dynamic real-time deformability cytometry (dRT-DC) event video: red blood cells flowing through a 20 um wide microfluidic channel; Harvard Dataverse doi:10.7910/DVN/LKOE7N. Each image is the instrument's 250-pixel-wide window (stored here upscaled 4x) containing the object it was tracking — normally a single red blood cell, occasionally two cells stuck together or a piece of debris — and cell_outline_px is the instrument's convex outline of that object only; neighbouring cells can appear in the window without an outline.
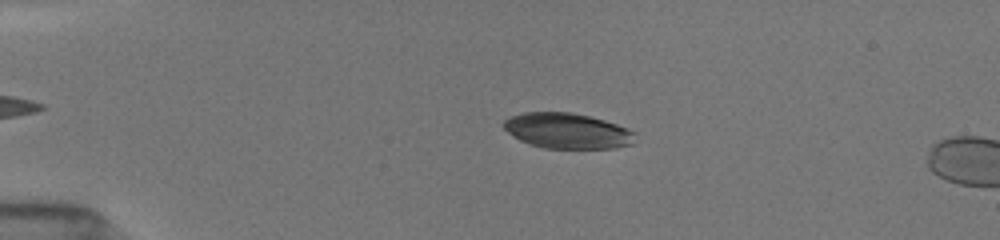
{"species": "common noctule bat (a hibernating species)", "species_latin": "Nyctalus noctula", "temperature_condition": "room temperature", "stored_images_in_passage": 9, "camera_frame_rate_fps": 3000, "um_per_image_px": 0.085, "animal": {"sex": "female", "body_mass_g": 19.5, "forearm_length_mm": 54.1}, "frame": {"image": 1, "passage_image": 6, "time_ms": 3.0, "image_size_px": [1000, 240], "cell_outline_px": [[636, 132], [632, 144], [616, 148], [544, 148], [528, 144], [512, 136], [500, 124], [508, 116], [524, 112], [572, 112], [604, 120], [628, 128]], "centroid_in_image_um": [48.18, 11.11], "position_along_channel_um": 36.8, "area_um2": 27.4}}